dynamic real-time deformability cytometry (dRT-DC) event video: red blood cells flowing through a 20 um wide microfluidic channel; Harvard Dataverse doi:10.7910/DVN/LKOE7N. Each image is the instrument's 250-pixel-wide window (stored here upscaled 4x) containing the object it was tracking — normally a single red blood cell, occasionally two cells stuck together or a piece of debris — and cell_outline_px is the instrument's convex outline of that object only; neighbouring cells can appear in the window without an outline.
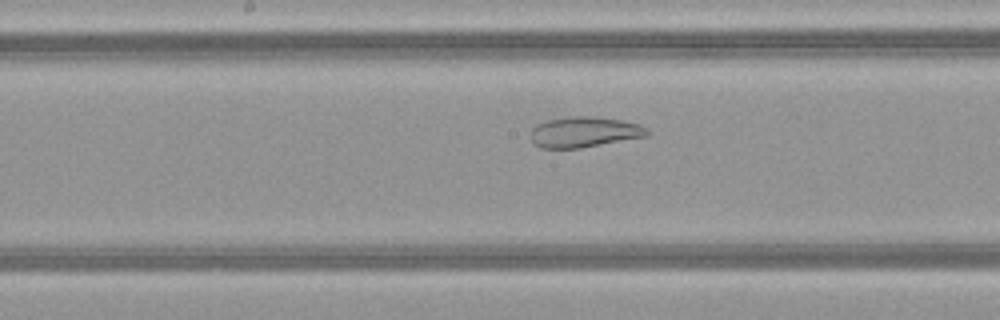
{"species": "common noctule bat (a hibernating species)", "species_latin": "Nyctalus noctula", "temperature_condition": "warm", "stored_images_in_passage": 47, "camera_frame_rate_fps": 3000, "um_per_image_px": 0.085, "animal": {"sex": "female", "body_mass_g": 21.9}, "frame": {"image": 1, "passage_image": 23, "time_ms": 7.333, "image_size_px": [1000, 320], "cell_outline_px": [[648, 136], [580, 148], [540, 148], [532, 140], [532, 128], [536, 124], [548, 120], [576, 116], [596, 116], [620, 120], [640, 124], [648, 128]], "centroid_in_image_um": [49.69, 11.22], "position_along_channel_um": 198.5, "area_um2": 20.63}}
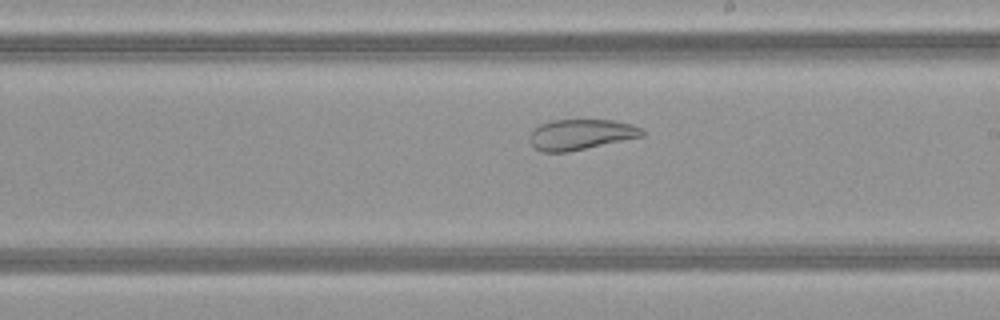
{"frame": {"image": 2, "passage_image": 26, "time_ms": 8.333, "image_size_px": [1000, 320], "cell_outline_px": [[644, 136], [568, 152], [540, 152], [532, 148], [528, 140], [528, 136], [540, 124], [552, 120], [612, 120], [632, 124], [640, 128], [644, 132]], "centroid_in_image_um": [49.32, 11.44], "position_along_channel_um": 239.7, "area_um2": 20.11}}
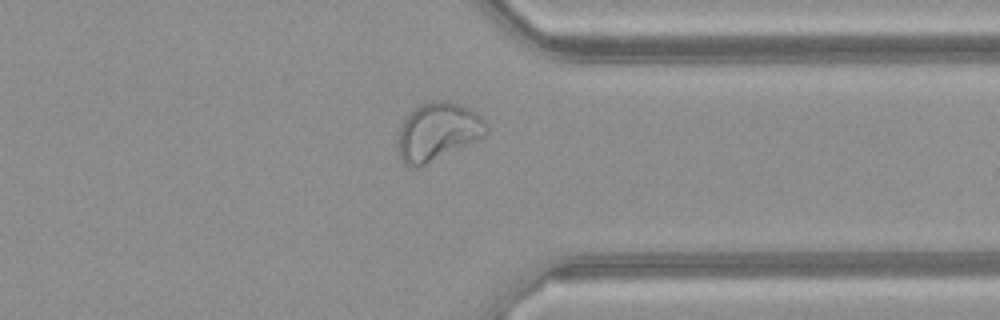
{"frame": {"image": 3, "passage_image": 36, "time_ms": 11.667, "image_size_px": [1000, 320], "cell_outline_px": [[488, 132], [484, 136], [420, 168], [412, 168], [404, 164], [400, 160], [400, 128], [404, 120], [420, 104], [432, 100], [448, 100], [460, 104], [476, 112], [488, 124]], "centroid_in_image_um": [37.24, 11.19], "position_along_channel_um": 374.2, "area_um2": 29.65}}